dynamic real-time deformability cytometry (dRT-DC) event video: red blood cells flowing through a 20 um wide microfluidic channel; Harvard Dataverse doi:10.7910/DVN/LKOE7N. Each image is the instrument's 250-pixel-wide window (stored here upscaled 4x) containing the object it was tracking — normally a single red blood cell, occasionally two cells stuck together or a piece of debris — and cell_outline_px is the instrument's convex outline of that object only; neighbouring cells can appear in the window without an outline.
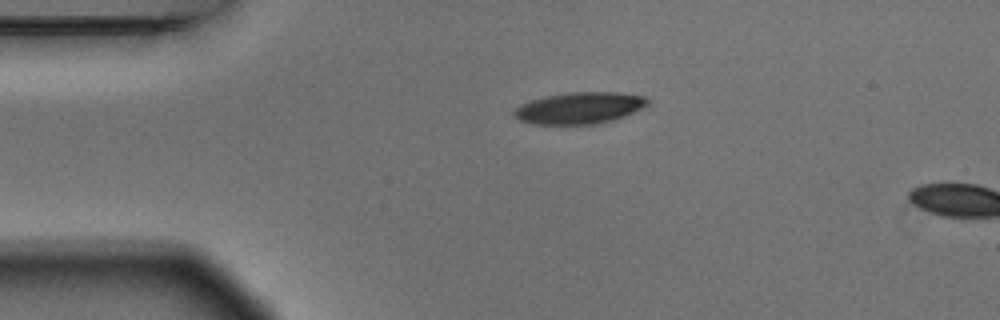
{"species": "Egyptian fruit bat (a non-hibernating species)", "species_latin": "Rousettus aegyptiacus", "temperature_condition": "warm", "stored_images_in_passage": 2, "camera_frame_rate_fps": 3000, "um_per_image_px": 0.085, "animal": {"sex": "male"}, "frame": {"image": 1, "passage_image": 1, "time_ms": 0.0, "image_size_px": [1000, 320], "cell_outline_px": [[652, 100], [648, 104], [624, 116], [612, 120], [596, 124], [536, 124], [520, 120], [512, 112], [520, 104], [532, 100], [548, 96], [572, 92], [616, 92], [644, 96]], "centroid_in_image_um": [49.28, 9.17], "position_along_channel_um": 35.7, "area_um2": 24.28}}